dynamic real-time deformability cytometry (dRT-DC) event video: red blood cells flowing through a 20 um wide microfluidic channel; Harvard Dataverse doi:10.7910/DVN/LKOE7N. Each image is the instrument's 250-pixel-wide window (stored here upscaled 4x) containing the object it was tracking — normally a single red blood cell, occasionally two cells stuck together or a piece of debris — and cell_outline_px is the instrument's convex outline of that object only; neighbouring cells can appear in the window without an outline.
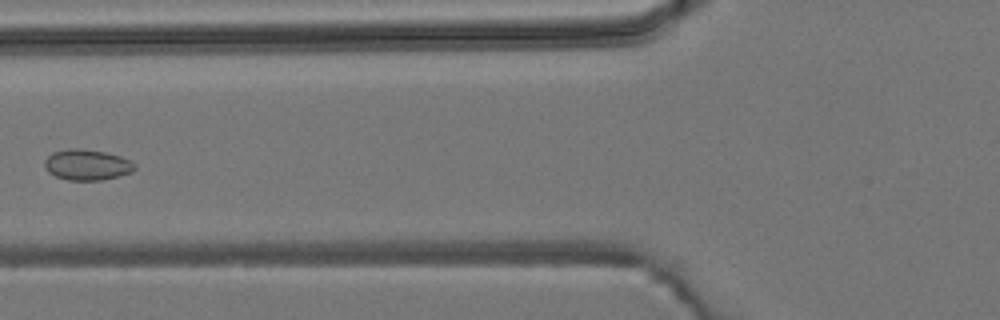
{"species": "common noctule bat (a hibernating species)", "species_latin": "Nyctalus noctula", "temperature_condition": "room temperature", "stored_images_in_passage": 5, "camera_frame_rate_fps": 3000, "um_per_image_px": 0.085, "animal": {"sex": "male", "body_mass_g": 19.2, "forearm_length_mm": 51.8}, "frame": {"image": 1, "passage_image": 5, "time_ms": 4.667, "image_size_px": [1000, 320], "cell_outline_px": [[136, 168], [132, 172], [120, 176], [100, 180], [68, 180], [56, 176], [48, 172], [44, 168], [44, 160], [52, 152], [68, 148], [80, 148], [104, 152], [120, 156], [132, 160], [136, 164]], "centroid_in_image_um": [7.4, 14.0], "position_along_channel_um": 118.4, "area_um2": 16.36}}